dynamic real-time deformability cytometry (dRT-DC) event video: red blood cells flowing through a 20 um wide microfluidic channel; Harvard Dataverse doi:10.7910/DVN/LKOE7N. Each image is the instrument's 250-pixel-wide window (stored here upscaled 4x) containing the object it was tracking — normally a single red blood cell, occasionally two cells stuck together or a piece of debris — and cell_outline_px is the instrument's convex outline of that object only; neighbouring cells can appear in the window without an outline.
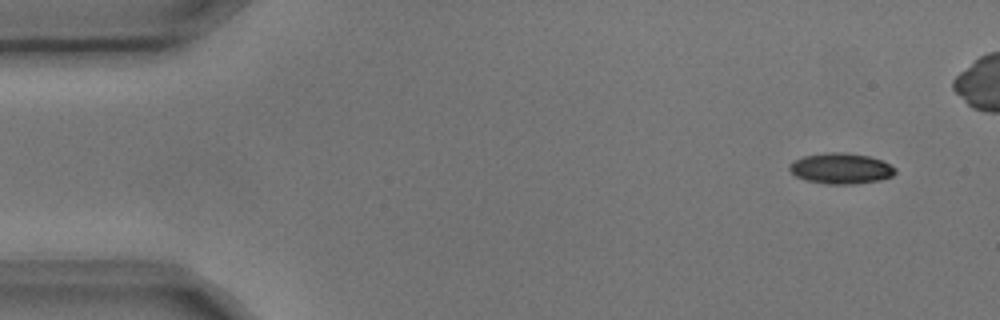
{"species": "common noctule bat (a hibernating species)", "species_latin": "Nyctalus noctula", "temperature_condition": "cold", "stored_images_in_passage": 4, "camera_frame_rate_fps": 3000, "um_per_image_px": 0.085, "animal": {"sex": "male", "body_mass_g": 17.9, "forearm_length_mm": 54.2}, "frame": {"image": 1, "passage_image": 1, "time_ms": 0.0, "image_size_px": [1000, 320], "cell_outline_px": [[896, 172], [892, 176], [880, 180], [856, 184], [828, 184], [804, 180], [796, 176], [788, 168], [788, 164], [804, 156], [824, 152], [844, 152], [868, 156], [880, 160], [896, 168]], "centroid_in_image_um": [71.46, 14.32], "position_along_channel_um": 13.5, "area_um2": 18.96}}